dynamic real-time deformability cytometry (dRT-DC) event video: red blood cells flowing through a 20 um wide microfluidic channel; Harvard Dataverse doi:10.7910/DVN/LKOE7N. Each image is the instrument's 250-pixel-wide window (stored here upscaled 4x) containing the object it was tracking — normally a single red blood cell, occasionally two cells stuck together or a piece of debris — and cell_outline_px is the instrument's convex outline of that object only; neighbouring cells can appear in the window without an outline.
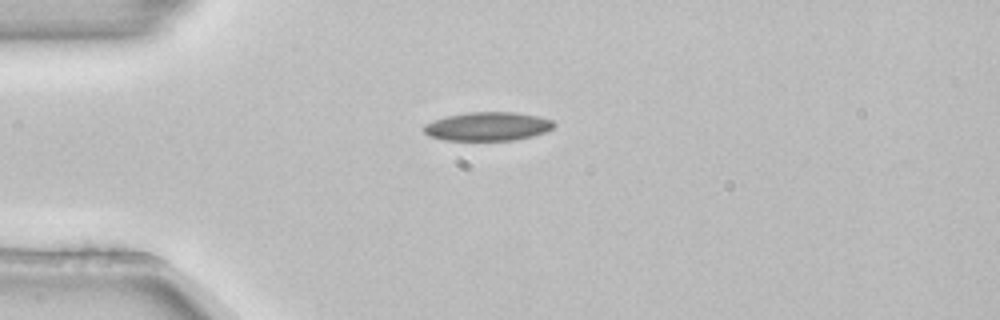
{"species": "common noctule bat (a hibernating species)", "species_latin": "Nyctalus noctula", "temperature_condition": "room temperature", "stored_images_in_passage": 2, "camera_frame_rate_fps": 3000, "um_per_image_px": 0.085, "animal": {"sex": "female", "body_mass_g": 22.7, "forearm_length_mm": 54.2}, "frame": {"image": 1, "passage_image": 1, "time_ms": 0.0, "image_size_px": [1000, 320], "cell_outline_px": [[556, 124], [552, 128], [544, 132], [532, 136], [516, 140], [444, 140], [428, 136], [424, 132], [424, 124], [448, 116], [468, 112], [516, 112], [540, 116], [552, 120]], "centroid_in_image_um": [41.48, 10.74], "position_along_channel_um": 43.5, "area_um2": 21.73}}